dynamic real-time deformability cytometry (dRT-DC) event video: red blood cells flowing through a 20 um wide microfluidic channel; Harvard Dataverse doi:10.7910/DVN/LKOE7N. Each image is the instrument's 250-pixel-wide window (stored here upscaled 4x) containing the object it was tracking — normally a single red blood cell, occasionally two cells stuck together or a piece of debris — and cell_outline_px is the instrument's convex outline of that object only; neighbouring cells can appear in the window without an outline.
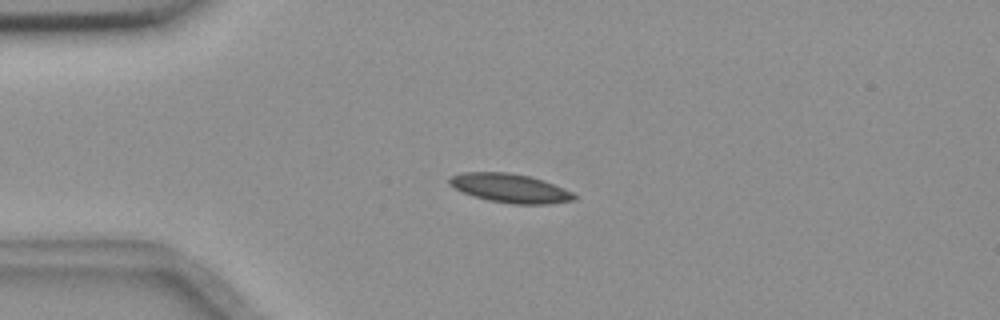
{"species": "common noctule bat (a hibernating species)", "species_latin": "Nyctalus noctula", "temperature_condition": "room temperature", "stored_images_in_passage": 3, "camera_frame_rate_fps": 3000, "um_per_image_px": 0.085, "animal": {"sex": "female", "body_mass_g": 18.4}, "frame": {"image": 1, "passage_image": 2, "time_ms": 0.333, "image_size_px": [1000, 320], "cell_outline_px": [[580, 196], [576, 200], [548, 204], [512, 204], [488, 200], [464, 192], [448, 184], [448, 176], [464, 172], [508, 172], [532, 176], [544, 180], [564, 188]], "centroid_in_image_um": [43.41, 15.99], "position_along_channel_um": 41.6, "area_um2": 21.21}}